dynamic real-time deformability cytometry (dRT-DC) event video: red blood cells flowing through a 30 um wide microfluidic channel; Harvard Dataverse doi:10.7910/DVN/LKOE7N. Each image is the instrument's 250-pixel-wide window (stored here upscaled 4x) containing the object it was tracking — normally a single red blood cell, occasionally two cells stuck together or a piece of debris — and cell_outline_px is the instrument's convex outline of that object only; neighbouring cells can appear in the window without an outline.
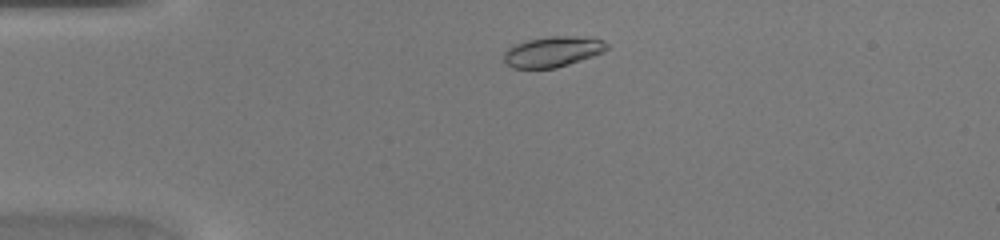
{"species": "common noctule bat (a hibernating species)", "species_latin": "Nyctalus noctula", "temperature_condition": "warm", "stored_images_in_passage": 39, "camera_frame_rate_fps": 3000, "um_per_image_px": 0.085, "animal": {"sex": "female", "body_mass_g": 20.0, "forearm_length_mm": 54.0}, "frame": {"image": 1, "passage_image": 5, "time_ms": 1.333, "image_size_px": [1000, 240], "cell_outline_px": [[608, 48], [604, 52], [556, 68], [512, 68], [504, 60], [504, 52], [508, 48], [516, 44], [528, 40], [548, 36], [572, 36], [604, 40], [608, 44]], "centroid_in_image_um": [46.98, 4.39], "position_along_channel_um": 38.0, "area_um2": 18.09}}
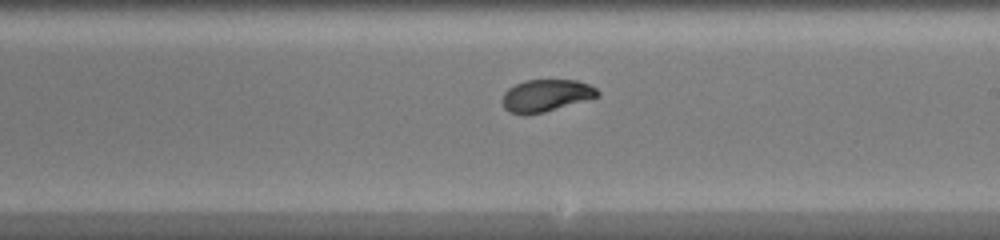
{"frame": {"image": 2, "passage_image": 21, "time_ms": 6.667, "image_size_px": [1000, 240], "cell_outline_px": [[600, 96], [544, 112], [508, 112], [504, 108], [500, 100], [504, 92], [508, 88], [524, 80], [576, 80], [588, 84], [596, 88], [600, 92]], "centroid_in_image_um": [46.41, 8.09], "position_along_channel_um": 242.6, "area_um2": 17.57}}
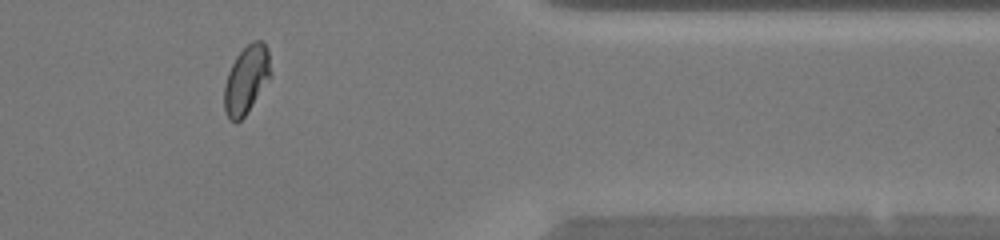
{"frame": {"image": 3, "passage_image": 32, "time_ms": 10.333, "image_size_px": [1000, 240], "cell_outline_px": [[272, 76], [244, 116], [236, 124], [228, 120], [224, 112], [224, 84], [228, 72], [236, 56], [252, 40], [260, 40], [268, 48], [272, 72]], "centroid_in_image_um": [20.94, 6.78], "position_along_channel_um": 390.5, "area_um2": 18.67}}